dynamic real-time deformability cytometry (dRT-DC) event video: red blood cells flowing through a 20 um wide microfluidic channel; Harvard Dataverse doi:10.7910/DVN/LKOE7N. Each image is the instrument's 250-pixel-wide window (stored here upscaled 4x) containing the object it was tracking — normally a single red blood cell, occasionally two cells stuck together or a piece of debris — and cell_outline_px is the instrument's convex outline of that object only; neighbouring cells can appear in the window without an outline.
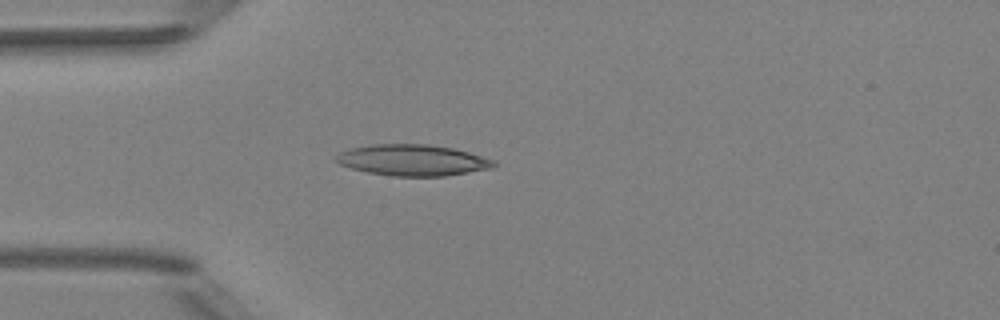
{"species": "Egyptian fruit bat (a non-hibernating species)", "species_latin": "Rousettus aegyptiacus", "temperature_condition": "room temperature", "stored_images_in_passage": 3, "camera_frame_rate_fps": 3000, "um_per_image_px": 0.085, "animal": {"sex": "female"}, "frame": {"image": 1, "passage_image": 3, "time_ms": 2.333, "image_size_px": [1000, 320], "cell_outline_px": [[496, 168], [444, 176], [392, 176], [368, 172], [352, 168], [340, 164], [336, 160], [336, 156], [340, 152], [352, 148], [372, 144], [428, 144], [452, 148], [468, 152], [492, 160], [496, 164]], "centroid_in_image_um": [35.09, 13.61], "position_along_channel_um": 49.9, "area_um2": 28.44}}